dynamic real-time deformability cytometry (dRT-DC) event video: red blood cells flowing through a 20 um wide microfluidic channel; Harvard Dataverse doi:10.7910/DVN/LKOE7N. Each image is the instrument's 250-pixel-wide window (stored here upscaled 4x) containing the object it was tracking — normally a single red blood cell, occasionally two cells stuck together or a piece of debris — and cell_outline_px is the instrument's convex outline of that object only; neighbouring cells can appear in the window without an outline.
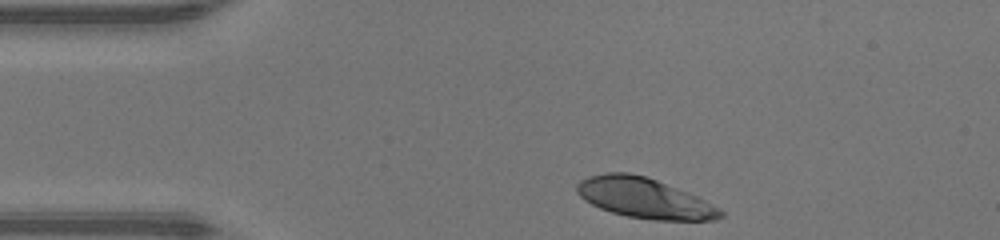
{"species": "human", "species_latin": "Homo sapiens", "temperature_condition": "warm", "stored_images_in_passage": 30, "camera_frame_rate_fps": 3000, "um_per_image_px": 0.085, "donor": {"sex": "male"}, "frame": {"image": 1, "passage_image": 1, "time_ms": 0.0, "image_size_px": [1000, 240], "cell_outline_px": [[724, 216], [712, 220], [652, 220], [628, 216], [612, 212], [600, 208], [584, 200], [576, 192], [576, 184], [580, 180], [588, 176], [604, 172], [628, 172], [644, 176], [656, 180], [696, 196], [704, 200], [724, 212]], "centroid_in_image_um": [54.71, 16.83], "position_along_channel_um": 30.3, "area_um2": 33.35}}
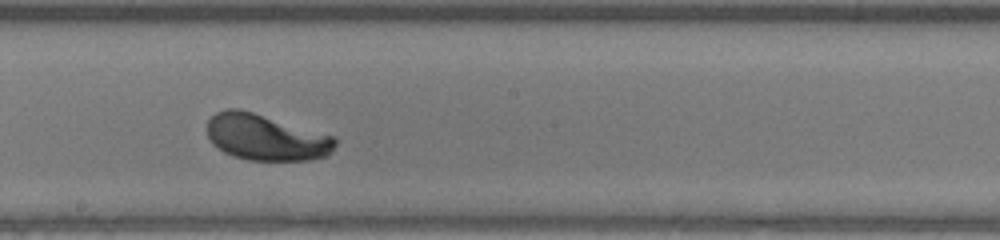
{"frame": {"image": 2, "passage_image": 18, "time_ms": 5.667, "image_size_px": [1000, 240], "cell_outline_px": [[336, 144], [332, 152], [328, 156], [308, 160], [248, 160], [232, 156], [224, 152], [212, 144], [208, 136], [208, 120], [216, 112], [228, 108], [240, 108], [336, 136]], "centroid_in_image_um": [22.62, 11.67], "position_along_channel_um": 225.6, "area_um2": 34.74}}
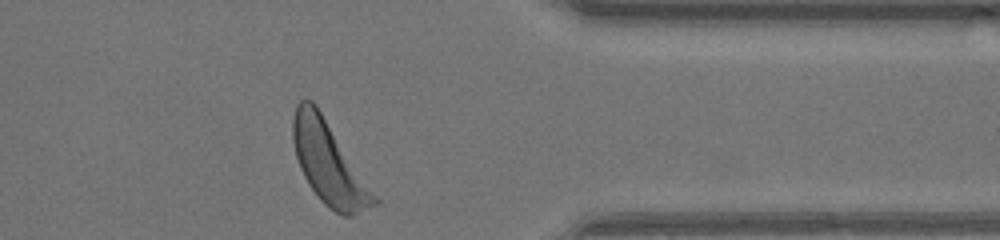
{"frame": {"image": 3, "passage_image": 30, "time_ms": 9.667, "image_size_px": [1000, 240], "cell_outline_px": [[380, 204], [352, 216], [344, 216], [328, 208], [320, 200], [308, 184], [300, 168], [296, 156], [292, 140], [292, 116], [296, 104], [300, 100], [312, 100], [316, 104], [380, 200]], "centroid_in_image_um": [27.95, 13.89], "position_along_channel_um": 383.4, "area_um2": 39.02}, "authors_computed_cell_mechanics": {"area_um2": 34.8823, "velocity_mm_per_s": 4.3562, "shape_relaxation_time_tau1_ms": 1.4974, "shape_relaxation_time_tau2_ms": null, "deformation_change_tau1": 0.1553, "deformation_change_tau2": null}}